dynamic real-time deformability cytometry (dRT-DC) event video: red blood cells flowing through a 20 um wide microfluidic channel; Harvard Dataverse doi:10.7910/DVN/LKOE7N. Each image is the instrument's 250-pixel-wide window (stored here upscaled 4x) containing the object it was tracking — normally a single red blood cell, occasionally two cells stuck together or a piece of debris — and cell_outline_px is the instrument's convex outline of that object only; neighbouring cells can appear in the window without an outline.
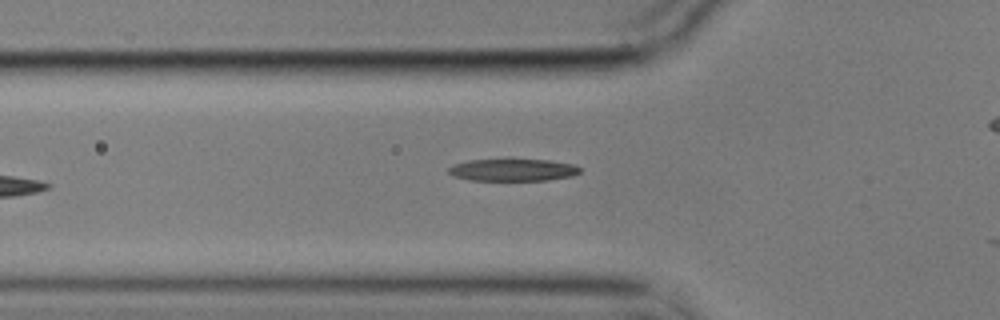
{"species": "common noctule bat (a hibernating species)", "species_latin": "Nyctalus noctula", "temperature_condition": "cold", "stored_images_in_passage": 4, "camera_frame_rate_fps": 3000, "um_per_image_px": 0.085, "animal": {"sex": "male", "body_mass_g": 17.9}, "frame": {"image": 1, "passage_image": 3, "time_ms": 0.667, "image_size_px": [1000, 320], "cell_outline_px": [[580, 172], [572, 176], [548, 180], [468, 180], [452, 176], [448, 172], [448, 168], [452, 164], [468, 160], [508, 156], [548, 160], [572, 164], [580, 168]], "centroid_in_image_um": [43.52, 14.39], "position_along_channel_um": 82.3, "area_um2": 18.03}}